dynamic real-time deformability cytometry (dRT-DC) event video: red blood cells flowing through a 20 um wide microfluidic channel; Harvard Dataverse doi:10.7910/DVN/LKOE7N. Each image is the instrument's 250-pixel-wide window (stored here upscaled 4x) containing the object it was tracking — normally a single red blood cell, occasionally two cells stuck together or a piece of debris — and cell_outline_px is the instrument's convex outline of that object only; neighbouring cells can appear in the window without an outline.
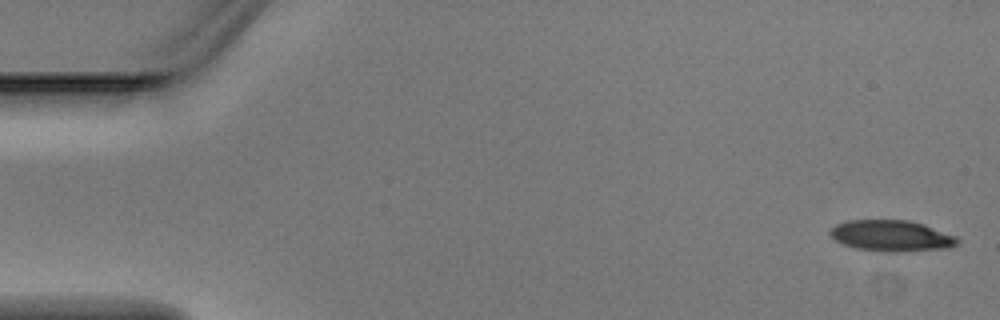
{"species": "Egyptian fruit bat (a non-hibernating species)", "species_latin": "Rousettus aegyptiacus", "temperature_condition": "warm", "stored_images_in_passage": 4, "camera_frame_rate_fps": 3000, "um_per_image_px": 0.085, "animal": {"sex": "male"}, "frame": {"image": 1, "passage_image": 1, "time_ms": 0.0, "image_size_px": [1000, 320], "cell_outline_px": [[960, 244], [952, 248], [900, 252], [884, 252], [856, 248], [844, 244], [836, 240], [828, 232], [836, 224], [848, 220], [908, 220], [924, 224], [956, 236], [960, 240]], "centroid_in_image_um": [75.83, 20.05], "position_along_channel_um": 9.2, "area_um2": 23.29}}
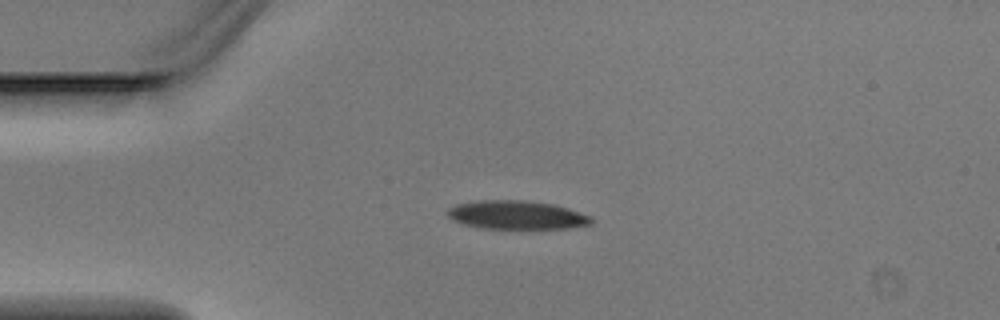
{"frame": {"image": 2, "passage_image": 4, "time_ms": 1.0, "image_size_px": [1000, 320], "cell_outline_px": [[592, 224], [568, 228], [484, 228], [464, 224], [452, 220], [448, 216], [448, 208], [456, 204], [476, 200], [524, 200], [552, 204], [568, 208], [592, 216]], "centroid_in_image_um": [43.92, 18.26], "position_along_channel_um": 41.1, "area_um2": 23.87}}